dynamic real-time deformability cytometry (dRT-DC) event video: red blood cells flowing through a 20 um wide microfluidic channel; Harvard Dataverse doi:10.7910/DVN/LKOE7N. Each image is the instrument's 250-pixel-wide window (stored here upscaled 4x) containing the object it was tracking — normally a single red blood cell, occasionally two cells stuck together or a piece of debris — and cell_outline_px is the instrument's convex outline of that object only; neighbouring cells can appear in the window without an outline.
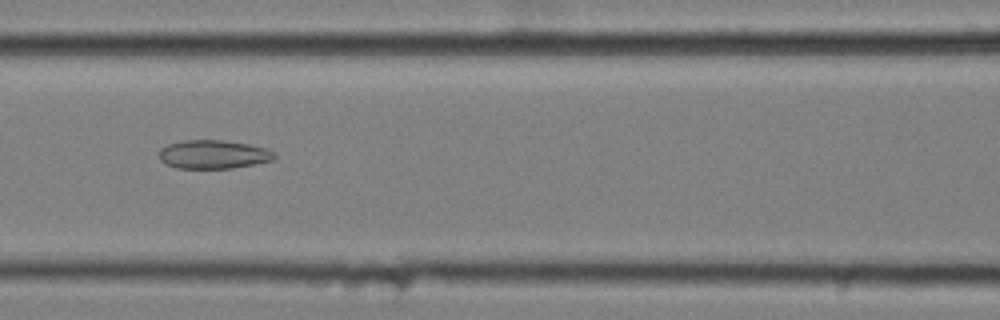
{"species": "common noctule bat (a hibernating species)", "species_latin": "Nyctalus noctula", "temperature_condition": "cold", "stored_images_in_passage": 58, "camera_frame_rate_fps": 3000, "um_per_image_px": 0.085, "animal": {"sex": "female", "body_mass_g": 25.1}, "frame": {"image": 1, "passage_image": 26, "time_ms": 8.333, "image_size_px": [1000, 320], "cell_outline_px": [[276, 156], [272, 160], [232, 168], [176, 168], [160, 160], [160, 148], [168, 144], [184, 140], [224, 140], [248, 144], [268, 148]], "centroid_in_image_um": [18.13, 13.11], "position_along_channel_um": 148.5, "area_um2": 19.07}}
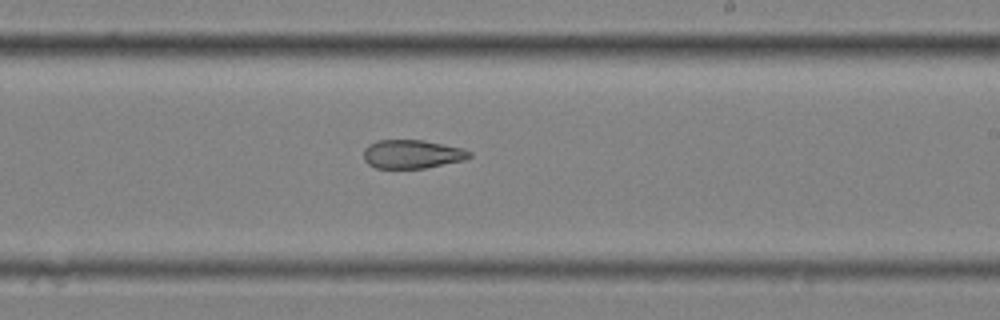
{"frame": {"image": 2, "passage_image": 35, "time_ms": 11.333, "image_size_px": [1000, 320], "cell_outline_px": [[472, 156], [464, 160], [424, 168], [376, 168], [368, 164], [364, 160], [364, 148], [368, 144], [376, 140], [420, 140], [464, 148], [472, 152]], "centroid_in_image_um": [35.02, 13.1], "position_along_channel_um": 254.0, "area_um2": 17.69}}
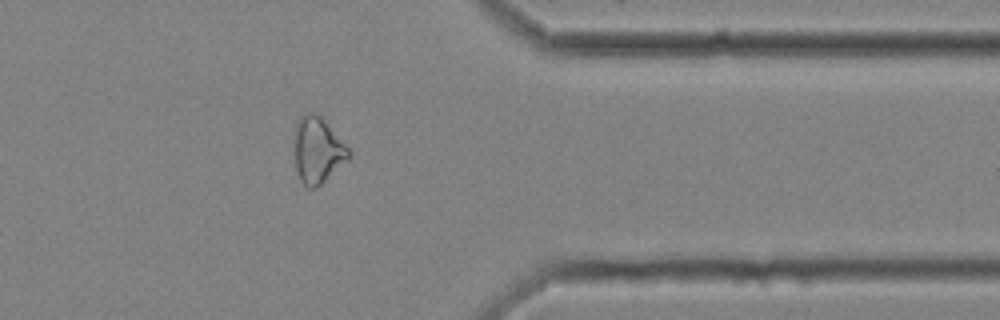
{"frame": {"image": 3, "passage_image": 47, "time_ms": 15.333, "image_size_px": [1000, 320], "cell_outline_px": [[352, 152], [320, 184], [312, 188], [308, 188], [300, 180], [296, 168], [292, 140], [296, 120], [304, 112], [316, 112], [324, 120]], "centroid_in_image_um": [26.9, 12.69], "position_along_channel_um": 384.5, "area_um2": 20.75}, "authors_computed_cell_mechanics": {"area_um2": 22.8021, "velocity_mm_per_s": 3.524, "shape_relaxation_time_tau1_ms": null, "shape_relaxation_time_tau2_ms": 3.5953, "deformation_change_tau1": null, "deformation_change_tau2": 0.1169}}